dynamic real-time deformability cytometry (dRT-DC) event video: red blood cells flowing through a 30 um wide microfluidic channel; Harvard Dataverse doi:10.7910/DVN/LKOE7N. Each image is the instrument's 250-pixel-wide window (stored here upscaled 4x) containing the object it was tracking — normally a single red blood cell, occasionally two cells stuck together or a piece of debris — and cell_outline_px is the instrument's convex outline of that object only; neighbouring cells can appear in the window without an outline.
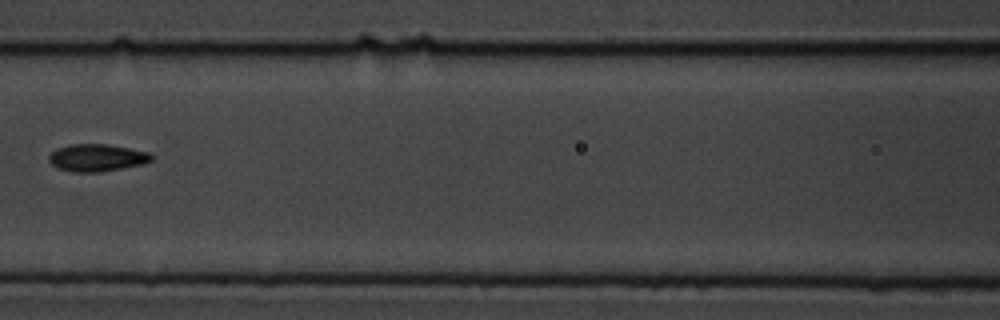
{"species": "common noctule bat (a hibernating species)", "species_latin": "Nyctalus noctula", "temperature_condition": "cold", "stored_images_in_passage": 14, "camera_frame_rate_fps": 3000, "um_per_image_px": 0.085, "animal": {"sex": "male", "body_mass_g": 19.5, "forearm_length_mm": 54.6}, "frame": {"image": 1, "passage_image": 5, "time_ms": 4.667, "image_size_px": [1000, 320], "cell_outline_px": [[156, 156], [152, 160], [144, 164], [100, 172], [72, 172], [56, 168], [48, 160], [48, 156], [56, 148], [68, 144], [104, 144], [128, 148], [148, 152]], "centroid_in_image_um": [8.22, 13.41], "position_along_channel_um": 158.4, "area_um2": 16.47}}
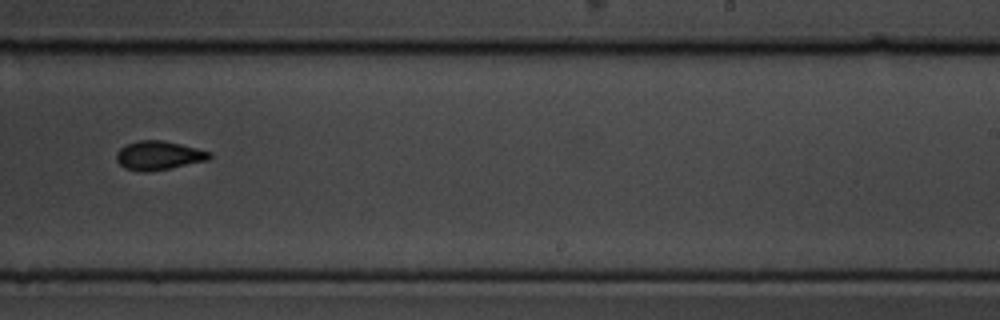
{"frame": {"image": 2, "passage_image": 8, "time_ms": 8.0, "image_size_px": [1000, 320], "cell_outline_px": [[212, 156], [208, 160], [172, 168], [148, 172], [140, 172], [124, 168], [116, 160], [116, 152], [124, 144], [140, 140], [160, 140], [180, 144], [212, 152]], "centroid_in_image_um": [13.47, 13.22], "position_along_channel_um": 275.5, "area_um2": 15.84}}
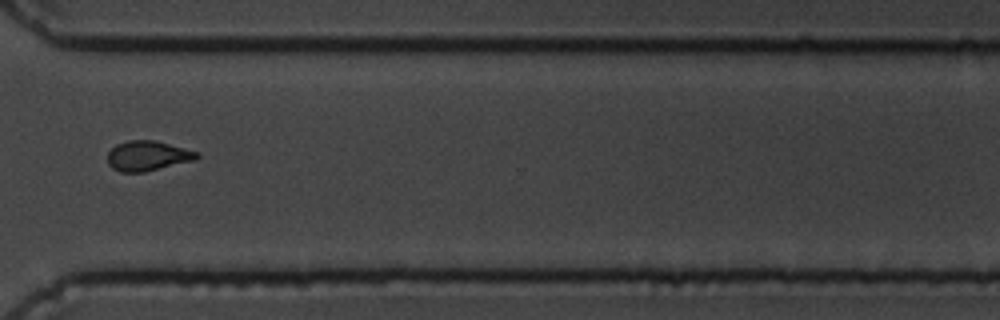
{"frame": {"image": 3, "passage_image": 10, "time_ms": 10.333, "image_size_px": [1000, 320], "cell_outline_px": [[200, 156], [196, 160], [144, 172], [120, 172], [112, 168], [108, 164], [108, 152], [116, 144], [128, 140], [156, 140], [200, 152]], "centroid_in_image_um": [12.58, 13.24], "position_along_channel_um": 358.0, "area_um2": 15.78}, "authors_computed_cell_mechanics": {"area_um2": 15.9528, "velocity_mm_per_s": 3.5169, "shape_relaxation_time_tau1_ms": 2.1195, "shape_relaxation_time_tau2_ms": 3.1412, "deformation_change_tau1": 0.2309, "deformation_change_tau2": 0.0923}}